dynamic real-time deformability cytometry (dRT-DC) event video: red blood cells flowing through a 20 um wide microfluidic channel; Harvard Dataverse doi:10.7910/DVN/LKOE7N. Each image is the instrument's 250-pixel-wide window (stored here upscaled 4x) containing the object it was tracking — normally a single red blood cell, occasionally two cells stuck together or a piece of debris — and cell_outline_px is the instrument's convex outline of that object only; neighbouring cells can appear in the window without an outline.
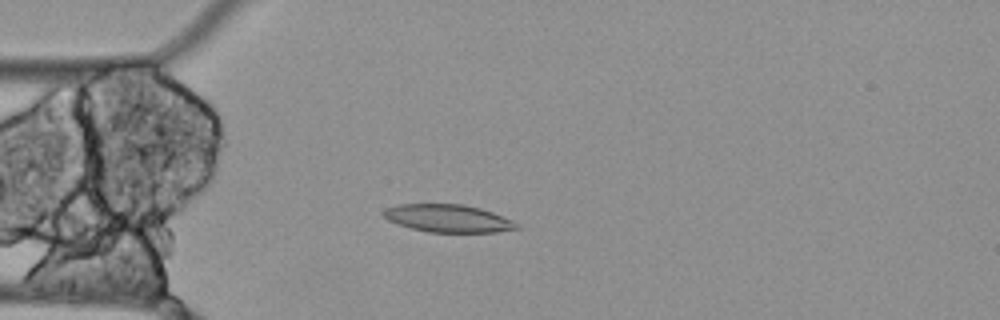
{"species": "Egyptian fruit bat (a non-hibernating species)", "species_latin": "Rousettus aegyptiacus", "temperature_condition": "cold", "stored_images_in_passage": 57, "camera_frame_rate_fps": 3000, "um_per_image_px": 0.085, "animal": {"sex": "female"}, "frame": {"image": 1, "passage_image": 15, "time_ms": 4.667, "image_size_px": [1000, 320], "cell_outline_px": [[520, 228], [496, 232], [428, 232], [396, 224], [388, 220], [384, 216], [384, 208], [396, 204], [464, 204], [480, 208], [492, 212], [512, 220], [520, 224]], "centroid_in_image_um": [38.09, 18.56], "position_along_channel_um": 46.9, "area_um2": 21.56}}
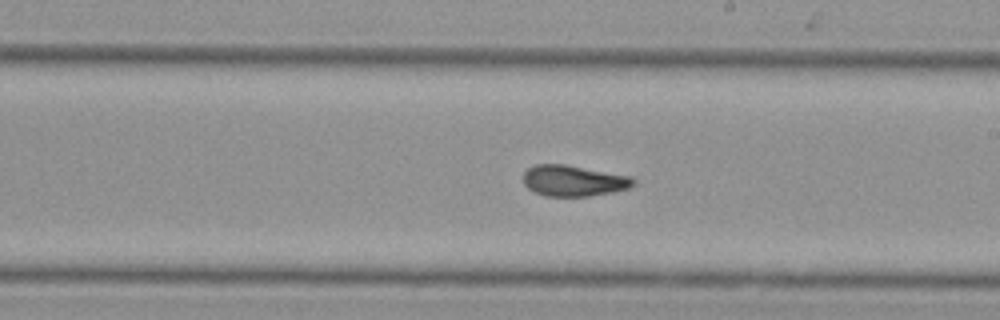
{"frame": {"image": 2, "passage_image": 32, "time_ms": 10.333, "image_size_px": [1000, 320], "cell_outline_px": [[636, 184], [632, 188], [612, 192], [588, 196], [544, 196], [528, 188], [524, 184], [524, 172], [528, 168], [536, 164], [564, 164], [632, 176], [636, 180]], "centroid_in_image_um": [48.8, 15.36], "position_along_channel_um": 240.2, "area_um2": 20.0}}
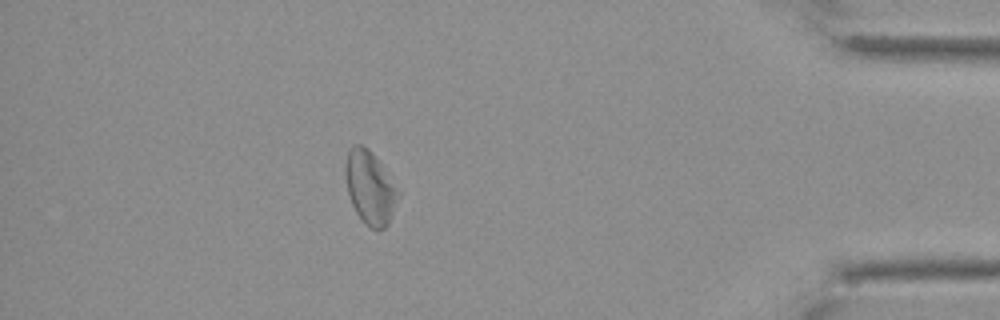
{"frame": {"image": 3, "passage_image": 50, "time_ms": 16.333, "image_size_px": [1000, 320], "cell_outline_px": [[400, 192], [388, 224], [384, 228], [372, 228], [364, 224], [356, 212], [352, 204], [348, 192], [344, 172], [344, 164], [348, 148], [352, 144], [360, 144], [368, 148], [372, 152]], "centroid_in_image_um": [31.41, 15.9], "position_along_channel_um": 403.8, "area_um2": 22.37}, "authors_computed_cell_mechanics": {"area_um2": 22.0218, "velocity_mm_per_s": 3.4603, "shape_relaxation_time_tau1_ms": 4.9052, "shape_relaxation_time_tau2_ms": 3.2366, "deformation_change_tau1": 0.0411, "deformation_change_tau2": 0.1106}}